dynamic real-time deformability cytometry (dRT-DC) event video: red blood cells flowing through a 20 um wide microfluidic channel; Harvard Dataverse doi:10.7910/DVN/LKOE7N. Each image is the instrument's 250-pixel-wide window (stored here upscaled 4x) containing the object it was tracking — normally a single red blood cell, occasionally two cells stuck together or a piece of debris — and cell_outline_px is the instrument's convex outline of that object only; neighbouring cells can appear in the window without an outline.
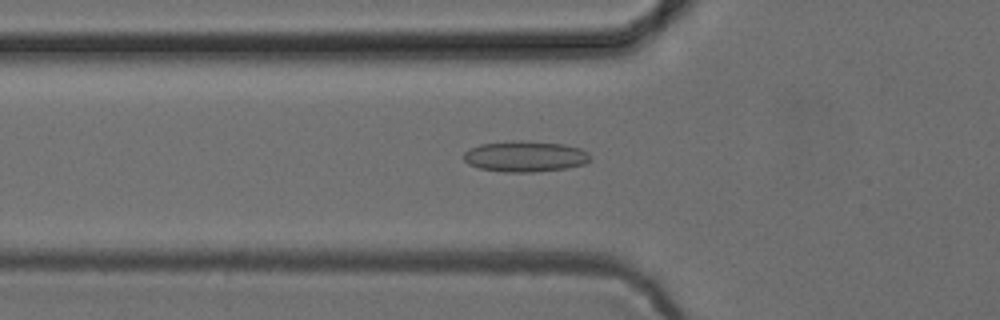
{"species": "common noctule bat (a hibernating species)", "species_latin": "Nyctalus noctula", "temperature_condition": "cold", "stored_images_in_passage": 52, "camera_frame_rate_fps": 3000, "um_per_image_px": 0.085, "animal": {"sex": "female", "body_mass_g": 24.6, "forearm_length_mm": 56.2}, "frame": {"image": 1, "passage_image": 18, "time_ms": 5.667, "image_size_px": [1000, 320], "cell_outline_px": [[592, 160], [584, 164], [564, 168], [532, 172], [504, 172], [480, 168], [468, 164], [464, 160], [464, 152], [468, 148], [480, 144], [516, 140], [520, 140], [564, 144], [580, 148], [588, 152], [592, 156]], "centroid_in_image_um": [44.64, 13.28], "position_along_channel_um": 81.2, "area_um2": 22.89}}
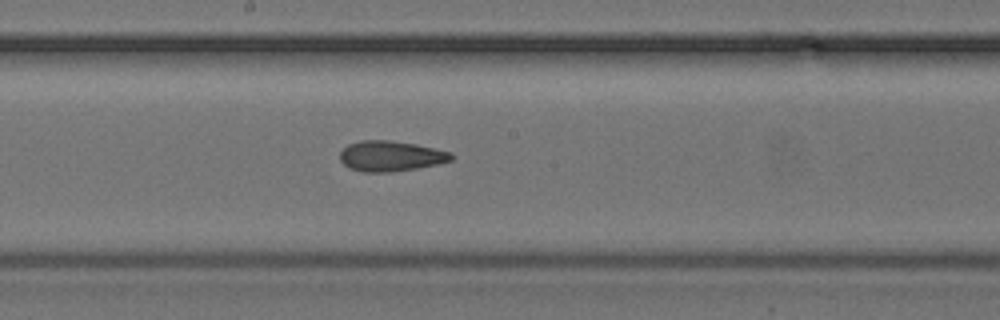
{"frame": {"image": 2, "passage_image": 28, "time_ms": 9.0, "image_size_px": [1000, 320], "cell_outline_px": [[456, 156], [452, 160], [436, 164], [416, 168], [392, 172], [360, 172], [348, 168], [340, 160], [340, 152], [348, 144], [360, 140], [388, 140], [416, 144], [452, 152]], "centroid_in_image_um": [33.21, 13.27], "position_along_channel_um": 215.0, "area_um2": 19.88}}
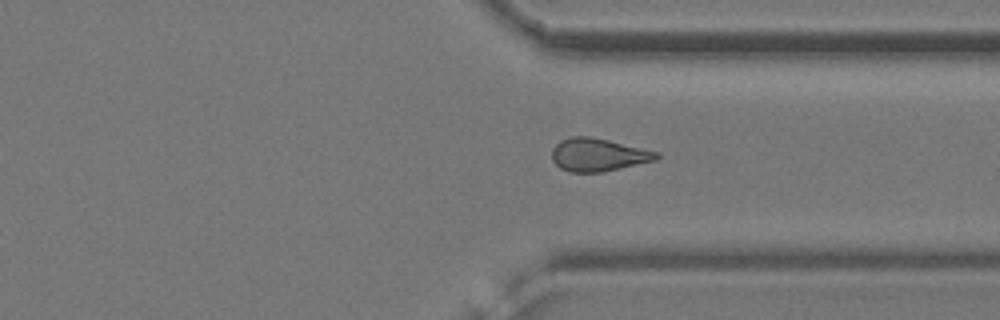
{"frame": {"image": 3, "passage_image": 39, "time_ms": 12.667, "image_size_px": [1000, 320], "cell_outline_px": [[660, 156], [656, 160], [620, 168], [600, 172], [568, 172], [560, 168], [552, 160], [552, 148], [560, 140], [572, 136], [588, 136], [608, 140], [660, 152]], "centroid_in_image_um": [50.83, 13.15], "position_along_channel_um": 360.6, "area_um2": 20.06}}